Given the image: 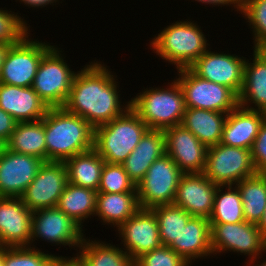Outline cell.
Instances as JSON below:
<instances>
[{
    "label": "cell",
    "instance_id": "d590c367",
    "mask_svg": "<svg viewBox=\"0 0 266 266\" xmlns=\"http://www.w3.org/2000/svg\"><path fill=\"white\" fill-rule=\"evenodd\" d=\"M54 254L31 247H4V266H49Z\"/></svg>",
    "mask_w": 266,
    "mask_h": 266
},
{
    "label": "cell",
    "instance_id": "7dc6e473",
    "mask_svg": "<svg viewBox=\"0 0 266 266\" xmlns=\"http://www.w3.org/2000/svg\"><path fill=\"white\" fill-rule=\"evenodd\" d=\"M0 266H4V247L0 246Z\"/></svg>",
    "mask_w": 266,
    "mask_h": 266
},
{
    "label": "cell",
    "instance_id": "d6a6232c",
    "mask_svg": "<svg viewBox=\"0 0 266 266\" xmlns=\"http://www.w3.org/2000/svg\"><path fill=\"white\" fill-rule=\"evenodd\" d=\"M154 211L161 244L170 246L192 217L182 207L174 204L159 205L151 208Z\"/></svg>",
    "mask_w": 266,
    "mask_h": 266
},
{
    "label": "cell",
    "instance_id": "8fae6325",
    "mask_svg": "<svg viewBox=\"0 0 266 266\" xmlns=\"http://www.w3.org/2000/svg\"><path fill=\"white\" fill-rule=\"evenodd\" d=\"M210 227L213 256L230 251L248 256L250 260L266 253V238L256 224L247 221L210 223Z\"/></svg>",
    "mask_w": 266,
    "mask_h": 266
},
{
    "label": "cell",
    "instance_id": "b9f144b4",
    "mask_svg": "<svg viewBox=\"0 0 266 266\" xmlns=\"http://www.w3.org/2000/svg\"><path fill=\"white\" fill-rule=\"evenodd\" d=\"M74 257L71 256H55L53 261L50 263L49 266H84L82 261L78 258L76 254Z\"/></svg>",
    "mask_w": 266,
    "mask_h": 266
},
{
    "label": "cell",
    "instance_id": "44dd1931",
    "mask_svg": "<svg viewBox=\"0 0 266 266\" xmlns=\"http://www.w3.org/2000/svg\"><path fill=\"white\" fill-rule=\"evenodd\" d=\"M265 119L266 112L238 105L226 117L220 143L251 150Z\"/></svg>",
    "mask_w": 266,
    "mask_h": 266
},
{
    "label": "cell",
    "instance_id": "52a82bcc",
    "mask_svg": "<svg viewBox=\"0 0 266 266\" xmlns=\"http://www.w3.org/2000/svg\"><path fill=\"white\" fill-rule=\"evenodd\" d=\"M186 108L218 111L228 114L239 105L238 95L227 86L197 76L190 68L177 70Z\"/></svg>",
    "mask_w": 266,
    "mask_h": 266
},
{
    "label": "cell",
    "instance_id": "ee69618b",
    "mask_svg": "<svg viewBox=\"0 0 266 266\" xmlns=\"http://www.w3.org/2000/svg\"><path fill=\"white\" fill-rule=\"evenodd\" d=\"M13 44H4V43H0V72L2 69V66L4 64V61L6 59V56L9 52V49L11 48Z\"/></svg>",
    "mask_w": 266,
    "mask_h": 266
},
{
    "label": "cell",
    "instance_id": "83f0119b",
    "mask_svg": "<svg viewBox=\"0 0 266 266\" xmlns=\"http://www.w3.org/2000/svg\"><path fill=\"white\" fill-rule=\"evenodd\" d=\"M68 182L97 191L105 161L92 148L64 161Z\"/></svg>",
    "mask_w": 266,
    "mask_h": 266
},
{
    "label": "cell",
    "instance_id": "30bf717a",
    "mask_svg": "<svg viewBox=\"0 0 266 266\" xmlns=\"http://www.w3.org/2000/svg\"><path fill=\"white\" fill-rule=\"evenodd\" d=\"M28 33L9 49L0 72V83L19 87H32L42 57L54 46L29 38ZM32 39V40H31Z\"/></svg>",
    "mask_w": 266,
    "mask_h": 266
},
{
    "label": "cell",
    "instance_id": "e0dca14e",
    "mask_svg": "<svg viewBox=\"0 0 266 266\" xmlns=\"http://www.w3.org/2000/svg\"><path fill=\"white\" fill-rule=\"evenodd\" d=\"M165 154L169 155L183 173H203L208 147L183 125L163 131Z\"/></svg>",
    "mask_w": 266,
    "mask_h": 266
},
{
    "label": "cell",
    "instance_id": "9c48e42d",
    "mask_svg": "<svg viewBox=\"0 0 266 266\" xmlns=\"http://www.w3.org/2000/svg\"><path fill=\"white\" fill-rule=\"evenodd\" d=\"M183 174L169 155L155 160L136 185L140 208L173 204Z\"/></svg>",
    "mask_w": 266,
    "mask_h": 266
},
{
    "label": "cell",
    "instance_id": "6da1fadb",
    "mask_svg": "<svg viewBox=\"0 0 266 266\" xmlns=\"http://www.w3.org/2000/svg\"><path fill=\"white\" fill-rule=\"evenodd\" d=\"M93 61L77 71L63 108L95 128L124 114L131 100L122 102L117 75L104 62Z\"/></svg>",
    "mask_w": 266,
    "mask_h": 266
},
{
    "label": "cell",
    "instance_id": "bcb514c9",
    "mask_svg": "<svg viewBox=\"0 0 266 266\" xmlns=\"http://www.w3.org/2000/svg\"><path fill=\"white\" fill-rule=\"evenodd\" d=\"M263 255H261V256H259V257H256V258H253V259H250V260H248L247 262V264H248V266H266V261H265V259L264 260H262L263 262L261 263L260 261H258V259H260V258H263L262 257ZM257 262V264L256 265H252V264H255ZM258 263H260V264H258Z\"/></svg>",
    "mask_w": 266,
    "mask_h": 266
},
{
    "label": "cell",
    "instance_id": "74e56055",
    "mask_svg": "<svg viewBox=\"0 0 266 266\" xmlns=\"http://www.w3.org/2000/svg\"><path fill=\"white\" fill-rule=\"evenodd\" d=\"M134 266H191L181 255L168 246L147 252L134 261Z\"/></svg>",
    "mask_w": 266,
    "mask_h": 266
},
{
    "label": "cell",
    "instance_id": "4dcf8cb0",
    "mask_svg": "<svg viewBox=\"0 0 266 266\" xmlns=\"http://www.w3.org/2000/svg\"><path fill=\"white\" fill-rule=\"evenodd\" d=\"M245 221L258 224L266 208V173H256L236 184Z\"/></svg>",
    "mask_w": 266,
    "mask_h": 266
},
{
    "label": "cell",
    "instance_id": "603a6c76",
    "mask_svg": "<svg viewBox=\"0 0 266 266\" xmlns=\"http://www.w3.org/2000/svg\"><path fill=\"white\" fill-rule=\"evenodd\" d=\"M165 154L163 130L148 129L135 149L122 163L130 179L137 185L152 163Z\"/></svg>",
    "mask_w": 266,
    "mask_h": 266
},
{
    "label": "cell",
    "instance_id": "681fc988",
    "mask_svg": "<svg viewBox=\"0 0 266 266\" xmlns=\"http://www.w3.org/2000/svg\"><path fill=\"white\" fill-rule=\"evenodd\" d=\"M259 51L266 57V47L259 49Z\"/></svg>",
    "mask_w": 266,
    "mask_h": 266
},
{
    "label": "cell",
    "instance_id": "7c38bea8",
    "mask_svg": "<svg viewBox=\"0 0 266 266\" xmlns=\"http://www.w3.org/2000/svg\"><path fill=\"white\" fill-rule=\"evenodd\" d=\"M83 228L71 217L67 216L57 207L42 208L33 211L31 244L35 240L49 242L55 245L69 246L78 252L79 246L83 242ZM74 246V247H73Z\"/></svg>",
    "mask_w": 266,
    "mask_h": 266
},
{
    "label": "cell",
    "instance_id": "f1b7e54d",
    "mask_svg": "<svg viewBox=\"0 0 266 266\" xmlns=\"http://www.w3.org/2000/svg\"><path fill=\"white\" fill-rule=\"evenodd\" d=\"M76 253L84 266H134V260L117 244L83 238Z\"/></svg>",
    "mask_w": 266,
    "mask_h": 266
},
{
    "label": "cell",
    "instance_id": "484cf974",
    "mask_svg": "<svg viewBox=\"0 0 266 266\" xmlns=\"http://www.w3.org/2000/svg\"><path fill=\"white\" fill-rule=\"evenodd\" d=\"M228 114L218 111L186 108L181 125L192 132L205 146L221 142Z\"/></svg>",
    "mask_w": 266,
    "mask_h": 266
},
{
    "label": "cell",
    "instance_id": "60d3db41",
    "mask_svg": "<svg viewBox=\"0 0 266 266\" xmlns=\"http://www.w3.org/2000/svg\"><path fill=\"white\" fill-rule=\"evenodd\" d=\"M194 1V0H193ZM197 2L200 3H204V4H209L210 6L212 5L214 6H229L231 5V7H233V9H237L235 11H237V13H241L242 11V0H195Z\"/></svg>",
    "mask_w": 266,
    "mask_h": 266
},
{
    "label": "cell",
    "instance_id": "e575fe53",
    "mask_svg": "<svg viewBox=\"0 0 266 266\" xmlns=\"http://www.w3.org/2000/svg\"><path fill=\"white\" fill-rule=\"evenodd\" d=\"M97 192L126 193L137 192V189L122 164L105 162Z\"/></svg>",
    "mask_w": 266,
    "mask_h": 266
},
{
    "label": "cell",
    "instance_id": "277c9868",
    "mask_svg": "<svg viewBox=\"0 0 266 266\" xmlns=\"http://www.w3.org/2000/svg\"><path fill=\"white\" fill-rule=\"evenodd\" d=\"M168 84L142 89L131 98V108L149 129L164 131L182 123L186 110L183 91L175 78Z\"/></svg>",
    "mask_w": 266,
    "mask_h": 266
},
{
    "label": "cell",
    "instance_id": "7bdbcfd3",
    "mask_svg": "<svg viewBox=\"0 0 266 266\" xmlns=\"http://www.w3.org/2000/svg\"><path fill=\"white\" fill-rule=\"evenodd\" d=\"M19 1L20 4H24L26 7L28 6L29 8H44L47 7L48 5H56V3L60 0H16V2Z\"/></svg>",
    "mask_w": 266,
    "mask_h": 266
},
{
    "label": "cell",
    "instance_id": "f35d334b",
    "mask_svg": "<svg viewBox=\"0 0 266 266\" xmlns=\"http://www.w3.org/2000/svg\"><path fill=\"white\" fill-rule=\"evenodd\" d=\"M251 154L257 173H266V119L260 126Z\"/></svg>",
    "mask_w": 266,
    "mask_h": 266
},
{
    "label": "cell",
    "instance_id": "7a4b0ae2",
    "mask_svg": "<svg viewBox=\"0 0 266 266\" xmlns=\"http://www.w3.org/2000/svg\"><path fill=\"white\" fill-rule=\"evenodd\" d=\"M94 128L63 107L49 108L45 115L46 162H64L93 148Z\"/></svg>",
    "mask_w": 266,
    "mask_h": 266
},
{
    "label": "cell",
    "instance_id": "ac0fdd59",
    "mask_svg": "<svg viewBox=\"0 0 266 266\" xmlns=\"http://www.w3.org/2000/svg\"><path fill=\"white\" fill-rule=\"evenodd\" d=\"M32 215L21 198L0 197V246L30 247Z\"/></svg>",
    "mask_w": 266,
    "mask_h": 266
},
{
    "label": "cell",
    "instance_id": "d4e9b609",
    "mask_svg": "<svg viewBox=\"0 0 266 266\" xmlns=\"http://www.w3.org/2000/svg\"><path fill=\"white\" fill-rule=\"evenodd\" d=\"M140 209L137 192H97L95 216L116 229Z\"/></svg>",
    "mask_w": 266,
    "mask_h": 266
},
{
    "label": "cell",
    "instance_id": "3957f363",
    "mask_svg": "<svg viewBox=\"0 0 266 266\" xmlns=\"http://www.w3.org/2000/svg\"><path fill=\"white\" fill-rule=\"evenodd\" d=\"M199 26L192 20H177L152 38L150 49L176 70L189 68L210 46Z\"/></svg>",
    "mask_w": 266,
    "mask_h": 266
},
{
    "label": "cell",
    "instance_id": "9a60e30c",
    "mask_svg": "<svg viewBox=\"0 0 266 266\" xmlns=\"http://www.w3.org/2000/svg\"><path fill=\"white\" fill-rule=\"evenodd\" d=\"M121 247L135 261L141 255L159 248L162 244L154 211L140 208L117 229Z\"/></svg>",
    "mask_w": 266,
    "mask_h": 266
},
{
    "label": "cell",
    "instance_id": "ba28073f",
    "mask_svg": "<svg viewBox=\"0 0 266 266\" xmlns=\"http://www.w3.org/2000/svg\"><path fill=\"white\" fill-rule=\"evenodd\" d=\"M203 173L218 186L236 185L257 173L251 150L217 144L208 147Z\"/></svg>",
    "mask_w": 266,
    "mask_h": 266
},
{
    "label": "cell",
    "instance_id": "f6af8a7d",
    "mask_svg": "<svg viewBox=\"0 0 266 266\" xmlns=\"http://www.w3.org/2000/svg\"><path fill=\"white\" fill-rule=\"evenodd\" d=\"M258 229L261 231L262 235L266 238V208L260 221L257 224Z\"/></svg>",
    "mask_w": 266,
    "mask_h": 266
},
{
    "label": "cell",
    "instance_id": "5bb4252c",
    "mask_svg": "<svg viewBox=\"0 0 266 266\" xmlns=\"http://www.w3.org/2000/svg\"><path fill=\"white\" fill-rule=\"evenodd\" d=\"M245 61L243 56L213 52L209 48L189 68L197 76L227 86L239 95L243 86Z\"/></svg>",
    "mask_w": 266,
    "mask_h": 266
},
{
    "label": "cell",
    "instance_id": "ab89813d",
    "mask_svg": "<svg viewBox=\"0 0 266 266\" xmlns=\"http://www.w3.org/2000/svg\"><path fill=\"white\" fill-rule=\"evenodd\" d=\"M17 121L0 108V139L5 143L15 129Z\"/></svg>",
    "mask_w": 266,
    "mask_h": 266
},
{
    "label": "cell",
    "instance_id": "8992f818",
    "mask_svg": "<svg viewBox=\"0 0 266 266\" xmlns=\"http://www.w3.org/2000/svg\"><path fill=\"white\" fill-rule=\"evenodd\" d=\"M55 46L42 57L32 84L49 108L64 106L77 73L64 60L62 49Z\"/></svg>",
    "mask_w": 266,
    "mask_h": 266
},
{
    "label": "cell",
    "instance_id": "836d02e7",
    "mask_svg": "<svg viewBox=\"0 0 266 266\" xmlns=\"http://www.w3.org/2000/svg\"><path fill=\"white\" fill-rule=\"evenodd\" d=\"M242 17L252 29L253 49L266 47V0H242ZM244 15V16H243Z\"/></svg>",
    "mask_w": 266,
    "mask_h": 266
},
{
    "label": "cell",
    "instance_id": "7402d4cb",
    "mask_svg": "<svg viewBox=\"0 0 266 266\" xmlns=\"http://www.w3.org/2000/svg\"><path fill=\"white\" fill-rule=\"evenodd\" d=\"M210 229L208 218L192 216L182 229L178 239H175L169 247L189 264L194 263L197 259H206L210 256L212 258Z\"/></svg>",
    "mask_w": 266,
    "mask_h": 266
},
{
    "label": "cell",
    "instance_id": "8d00e7d4",
    "mask_svg": "<svg viewBox=\"0 0 266 266\" xmlns=\"http://www.w3.org/2000/svg\"><path fill=\"white\" fill-rule=\"evenodd\" d=\"M19 13L0 8V43H19L28 33L30 25ZM29 25V26H27Z\"/></svg>",
    "mask_w": 266,
    "mask_h": 266
},
{
    "label": "cell",
    "instance_id": "5b68a950",
    "mask_svg": "<svg viewBox=\"0 0 266 266\" xmlns=\"http://www.w3.org/2000/svg\"><path fill=\"white\" fill-rule=\"evenodd\" d=\"M148 129L130 107L121 116L94 128L93 148L106 163L122 164Z\"/></svg>",
    "mask_w": 266,
    "mask_h": 266
},
{
    "label": "cell",
    "instance_id": "4316f807",
    "mask_svg": "<svg viewBox=\"0 0 266 266\" xmlns=\"http://www.w3.org/2000/svg\"><path fill=\"white\" fill-rule=\"evenodd\" d=\"M5 144L7 150L32 155L46 162L45 116L36 121L17 122Z\"/></svg>",
    "mask_w": 266,
    "mask_h": 266
},
{
    "label": "cell",
    "instance_id": "1f68e13d",
    "mask_svg": "<svg viewBox=\"0 0 266 266\" xmlns=\"http://www.w3.org/2000/svg\"><path fill=\"white\" fill-rule=\"evenodd\" d=\"M208 220L210 223L245 221L243 204L236 185L217 186L212 214Z\"/></svg>",
    "mask_w": 266,
    "mask_h": 266
},
{
    "label": "cell",
    "instance_id": "ffe728a7",
    "mask_svg": "<svg viewBox=\"0 0 266 266\" xmlns=\"http://www.w3.org/2000/svg\"><path fill=\"white\" fill-rule=\"evenodd\" d=\"M0 108L17 122L42 119L49 107L32 87L0 83Z\"/></svg>",
    "mask_w": 266,
    "mask_h": 266
},
{
    "label": "cell",
    "instance_id": "d6986e66",
    "mask_svg": "<svg viewBox=\"0 0 266 266\" xmlns=\"http://www.w3.org/2000/svg\"><path fill=\"white\" fill-rule=\"evenodd\" d=\"M217 186L204 173H184L173 204L182 207L191 216L209 219Z\"/></svg>",
    "mask_w": 266,
    "mask_h": 266
},
{
    "label": "cell",
    "instance_id": "4fadbf2b",
    "mask_svg": "<svg viewBox=\"0 0 266 266\" xmlns=\"http://www.w3.org/2000/svg\"><path fill=\"white\" fill-rule=\"evenodd\" d=\"M67 183L68 178L64 162H44L21 199L32 211L56 207Z\"/></svg>",
    "mask_w": 266,
    "mask_h": 266
},
{
    "label": "cell",
    "instance_id": "f546056e",
    "mask_svg": "<svg viewBox=\"0 0 266 266\" xmlns=\"http://www.w3.org/2000/svg\"><path fill=\"white\" fill-rule=\"evenodd\" d=\"M97 191L67 183L57 208L84 228L83 223L96 213Z\"/></svg>",
    "mask_w": 266,
    "mask_h": 266
},
{
    "label": "cell",
    "instance_id": "c3c4849f",
    "mask_svg": "<svg viewBox=\"0 0 266 266\" xmlns=\"http://www.w3.org/2000/svg\"><path fill=\"white\" fill-rule=\"evenodd\" d=\"M5 148H6L5 142L0 139V155L3 153Z\"/></svg>",
    "mask_w": 266,
    "mask_h": 266
},
{
    "label": "cell",
    "instance_id": "2e32d148",
    "mask_svg": "<svg viewBox=\"0 0 266 266\" xmlns=\"http://www.w3.org/2000/svg\"><path fill=\"white\" fill-rule=\"evenodd\" d=\"M43 163L38 157L5 148L0 155V197L21 198Z\"/></svg>",
    "mask_w": 266,
    "mask_h": 266
},
{
    "label": "cell",
    "instance_id": "cb8c5ba5",
    "mask_svg": "<svg viewBox=\"0 0 266 266\" xmlns=\"http://www.w3.org/2000/svg\"><path fill=\"white\" fill-rule=\"evenodd\" d=\"M253 60L246 59L243 86L238 95L239 105L266 112V57L253 49Z\"/></svg>",
    "mask_w": 266,
    "mask_h": 266
}]
</instances>
